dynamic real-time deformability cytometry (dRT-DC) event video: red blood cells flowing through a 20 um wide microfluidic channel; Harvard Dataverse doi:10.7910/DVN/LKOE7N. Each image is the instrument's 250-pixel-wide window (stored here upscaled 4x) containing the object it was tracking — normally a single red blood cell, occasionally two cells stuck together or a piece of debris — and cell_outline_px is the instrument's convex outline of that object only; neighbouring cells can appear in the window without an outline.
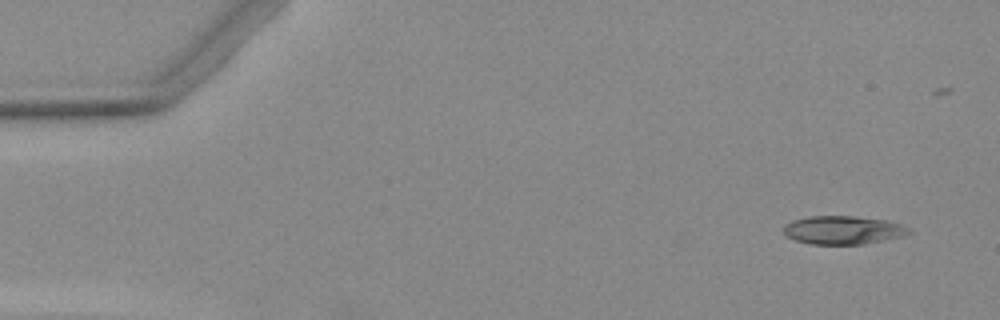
{"species": "Egyptian fruit bat (a non-hibernating species)", "species_latin": "Rousettus aegyptiacus", "temperature_condition": "warm", "stored_images_in_passage": 5, "camera_frame_rate_fps": 3000, "um_per_image_px": 0.085, "animal": {"sex": "female"}, "frame": {"image": 1, "passage_image": 1, "time_ms": 0.0, "image_size_px": [1000, 320], "cell_outline_px": [[912, 232], [904, 236], [864, 244], [812, 244], [796, 240], [788, 236], [784, 232], [784, 224], [792, 220], [812, 216], [856, 216], [888, 220], [900, 224], [908, 228]], "centroid_in_image_um": [71.69, 19.55], "position_along_channel_um": 13.3, "area_um2": 20.69}}
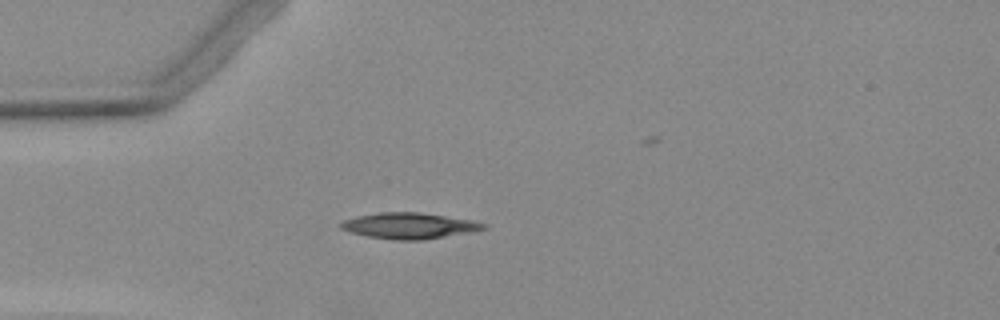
{"frame": {"image": 2, "passage_image": 4, "time_ms": 3.667, "image_size_px": [1000, 320], "cell_outline_px": [[488, 228], [472, 232], [420, 240], [396, 240], [368, 236], [352, 232], [340, 228], [340, 224], [344, 220], [356, 216], [380, 212], [420, 212], [472, 220], [488, 224]], "centroid_in_image_um": [34.83, 19.18], "position_along_channel_um": 50.2, "area_um2": 21.5}}